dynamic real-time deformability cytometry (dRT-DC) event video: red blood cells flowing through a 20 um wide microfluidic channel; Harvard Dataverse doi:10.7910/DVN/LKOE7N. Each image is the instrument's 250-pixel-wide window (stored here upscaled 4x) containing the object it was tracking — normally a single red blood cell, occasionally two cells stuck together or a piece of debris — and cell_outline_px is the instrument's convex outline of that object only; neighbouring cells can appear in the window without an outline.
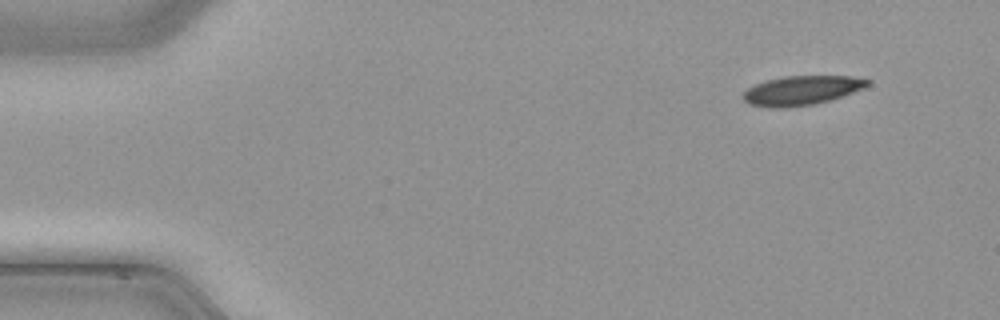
{"species": "common noctule bat (a hibernating species)", "species_latin": "Nyctalus noctula", "temperature_condition": "cold", "stored_images_in_passage": 46, "camera_frame_rate_fps": 3000, "um_per_image_px": 0.085, "animal": {"sex": "male", "body_mass_g": 21.5, "forearm_length_mm": 52.0}, "frame": {"image": 1, "passage_image": 2, "time_ms": 0.333, "image_size_px": [1000, 320], "cell_outline_px": [[872, 80], [868, 84], [852, 92], [828, 100], [812, 104], [784, 108], [772, 108], [748, 104], [740, 96], [748, 88], [756, 84], [768, 80], [784, 76], [852, 76]], "centroid_in_image_um": [68.07, 7.68], "position_along_channel_um": 16.9, "area_um2": 20.92}}
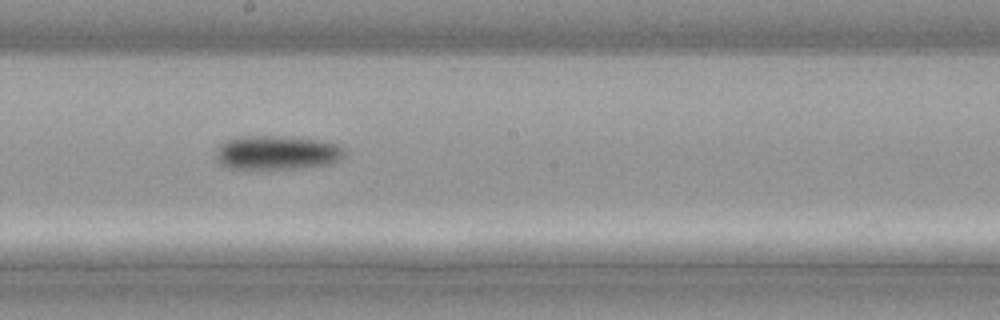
{"frame": {"image": 2, "passage_image": 24, "time_ms": 7.667, "image_size_px": [1000, 320], "cell_outline_px": [[344, 156], [328, 164], [300, 168], [228, 168], [220, 164], [216, 156], [216, 148], [224, 140], [236, 136], [280, 136], [328, 140], [344, 148]], "centroid_in_image_um": [23.52, 12.95], "position_along_channel_um": 224.7, "area_um2": 25.66}}
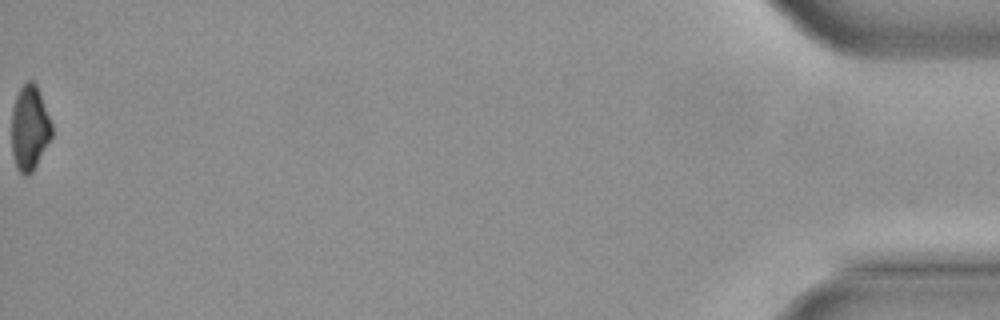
{"frame": {"image": 3, "passage_image": 46, "time_ms": 15.0, "image_size_px": [1000, 320], "cell_outline_px": [[52, 136], [32, 172], [28, 176], [24, 176], [16, 168], [12, 152], [12, 108], [16, 96], [20, 88], [28, 80], [32, 80], [36, 84], [52, 124]], "centroid_in_image_um": [2.51, 10.89], "position_along_channel_um": 432.7, "area_um2": 19.77}}